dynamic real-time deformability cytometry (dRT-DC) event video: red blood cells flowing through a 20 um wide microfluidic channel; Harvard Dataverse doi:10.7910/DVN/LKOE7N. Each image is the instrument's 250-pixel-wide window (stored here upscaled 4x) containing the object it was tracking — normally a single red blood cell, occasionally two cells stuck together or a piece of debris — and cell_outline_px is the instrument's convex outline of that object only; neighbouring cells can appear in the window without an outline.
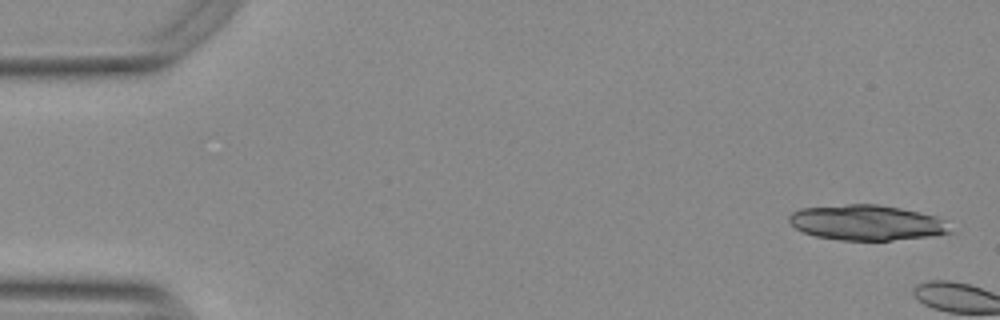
{"species": "Egyptian fruit bat (a non-hibernating species)", "species_latin": "Rousettus aegyptiacus", "temperature_condition": "warm", "stored_images_in_passage": 4, "camera_frame_rate_fps": 3000, "um_per_image_px": 0.085, "animal": {"sex": "female"}, "frame": {"image": 1, "passage_image": 1, "time_ms": 0.0, "image_size_px": [1000, 320], "cell_outline_px": [[952, 232], [928, 236], [892, 240], [840, 240], [816, 236], [804, 232], [796, 228], [788, 220], [788, 216], [792, 212], [800, 208], [848, 204], [876, 204], [900, 208], [936, 216], [944, 220]], "centroid_in_image_um": [73.64, 18.92], "position_along_channel_um": 11.4, "area_um2": 32.89}}